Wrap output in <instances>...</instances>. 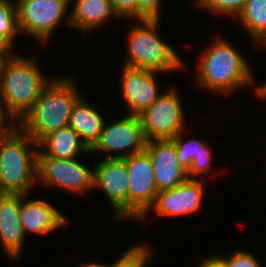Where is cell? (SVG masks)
I'll list each match as a JSON object with an SVG mask.
<instances>
[{
	"instance_id": "1",
	"label": "cell",
	"mask_w": 266,
	"mask_h": 267,
	"mask_svg": "<svg viewBox=\"0 0 266 267\" xmlns=\"http://www.w3.org/2000/svg\"><path fill=\"white\" fill-rule=\"evenodd\" d=\"M71 78H53L32 109L16 125L38 143L52 131L69 126L75 103L81 98Z\"/></svg>"
},
{
	"instance_id": "2",
	"label": "cell",
	"mask_w": 266,
	"mask_h": 267,
	"mask_svg": "<svg viewBox=\"0 0 266 267\" xmlns=\"http://www.w3.org/2000/svg\"><path fill=\"white\" fill-rule=\"evenodd\" d=\"M38 67L33 58L15 54L0 78V107L13 122L24 118L51 81Z\"/></svg>"
},
{
	"instance_id": "3",
	"label": "cell",
	"mask_w": 266,
	"mask_h": 267,
	"mask_svg": "<svg viewBox=\"0 0 266 267\" xmlns=\"http://www.w3.org/2000/svg\"><path fill=\"white\" fill-rule=\"evenodd\" d=\"M197 66V86L202 85L209 91L228 94L236 89L253 85L254 75L236 48L222 39L213 40Z\"/></svg>"
},
{
	"instance_id": "4",
	"label": "cell",
	"mask_w": 266,
	"mask_h": 267,
	"mask_svg": "<svg viewBox=\"0 0 266 267\" xmlns=\"http://www.w3.org/2000/svg\"><path fill=\"white\" fill-rule=\"evenodd\" d=\"M15 124L0 136V190L27 195L37 179L38 143Z\"/></svg>"
},
{
	"instance_id": "5",
	"label": "cell",
	"mask_w": 266,
	"mask_h": 267,
	"mask_svg": "<svg viewBox=\"0 0 266 267\" xmlns=\"http://www.w3.org/2000/svg\"><path fill=\"white\" fill-rule=\"evenodd\" d=\"M128 33V60L125 66L154 72L183 68L178 52L157 34L159 20L140 19Z\"/></svg>"
},
{
	"instance_id": "6",
	"label": "cell",
	"mask_w": 266,
	"mask_h": 267,
	"mask_svg": "<svg viewBox=\"0 0 266 267\" xmlns=\"http://www.w3.org/2000/svg\"><path fill=\"white\" fill-rule=\"evenodd\" d=\"M184 112L178 93L166 90L138 116L147 141L173 139L184 132Z\"/></svg>"
},
{
	"instance_id": "7",
	"label": "cell",
	"mask_w": 266,
	"mask_h": 267,
	"mask_svg": "<svg viewBox=\"0 0 266 267\" xmlns=\"http://www.w3.org/2000/svg\"><path fill=\"white\" fill-rule=\"evenodd\" d=\"M71 0H16L20 33H27L46 44L64 19ZM69 5V7H68Z\"/></svg>"
},
{
	"instance_id": "8",
	"label": "cell",
	"mask_w": 266,
	"mask_h": 267,
	"mask_svg": "<svg viewBox=\"0 0 266 267\" xmlns=\"http://www.w3.org/2000/svg\"><path fill=\"white\" fill-rule=\"evenodd\" d=\"M123 159L129 176V218L144 220L158 193L152 160L146 151Z\"/></svg>"
},
{
	"instance_id": "9",
	"label": "cell",
	"mask_w": 266,
	"mask_h": 267,
	"mask_svg": "<svg viewBox=\"0 0 266 267\" xmlns=\"http://www.w3.org/2000/svg\"><path fill=\"white\" fill-rule=\"evenodd\" d=\"M94 170L74 159L42 156L37 151V179L44 185L59 187L66 191L87 192L94 188Z\"/></svg>"
},
{
	"instance_id": "10",
	"label": "cell",
	"mask_w": 266,
	"mask_h": 267,
	"mask_svg": "<svg viewBox=\"0 0 266 267\" xmlns=\"http://www.w3.org/2000/svg\"><path fill=\"white\" fill-rule=\"evenodd\" d=\"M147 140L138 115L129 114L110 126L104 124L99 139L90 148V153H110L105 158H126L145 151ZM126 150H129L127 153ZM116 154H111L112 153ZM122 152V153H118ZM110 155V156H109Z\"/></svg>"
},
{
	"instance_id": "11",
	"label": "cell",
	"mask_w": 266,
	"mask_h": 267,
	"mask_svg": "<svg viewBox=\"0 0 266 267\" xmlns=\"http://www.w3.org/2000/svg\"><path fill=\"white\" fill-rule=\"evenodd\" d=\"M94 164V188H101L115 209L119 222L129 218V176L123 158H102Z\"/></svg>"
},
{
	"instance_id": "12",
	"label": "cell",
	"mask_w": 266,
	"mask_h": 267,
	"mask_svg": "<svg viewBox=\"0 0 266 267\" xmlns=\"http://www.w3.org/2000/svg\"><path fill=\"white\" fill-rule=\"evenodd\" d=\"M204 179H187L169 190L159 191L154 202V211L162 216H182L201 209L204 199Z\"/></svg>"
},
{
	"instance_id": "13",
	"label": "cell",
	"mask_w": 266,
	"mask_h": 267,
	"mask_svg": "<svg viewBox=\"0 0 266 267\" xmlns=\"http://www.w3.org/2000/svg\"><path fill=\"white\" fill-rule=\"evenodd\" d=\"M145 151L150 155L158 192L174 188L188 179L181 166L172 139L147 141Z\"/></svg>"
},
{
	"instance_id": "14",
	"label": "cell",
	"mask_w": 266,
	"mask_h": 267,
	"mask_svg": "<svg viewBox=\"0 0 266 267\" xmlns=\"http://www.w3.org/2000/svg\"><path fill=\"white\" fill-rule=\"evenodd\" d=\"M121 90L126 104L130 108L129 114L139 115L150 107L163 94L157 86L158 72L136 69L124 66Z\"/></svg>"
},
{
	"instance_id": "15",
	"label": "cell",
	"mask_w": 266,
	"mask_h": 267,
	"mask_svg": "<svg viewBox=\"0 0 266 267\" xmlns=\"http://www.w3.org/2000/svg\"><path fill=\"white\" fill-rule=\"evenodd\" d=\"M25 237L20 218V194H6L0 202V242L8 257L19 259Z\"/></svg>"
},
{
	"instance_id": "16",
	"label": "cell",
	"mask_w": 266,
	"mask_h": 267,
	"mask_svg": "<svg viewBox=\"0 0 266 267\" xmlns=\"http://www.w3.org/2000/svg\"><path fill=\"white\" fill-rule=\"evenodd\" d=\"M26 196L20 194V218L25 234L33 232L44 235L67 225L68 219L53 205L42 199L24 201Z\"/></svg>"
},
{
	"instance_id": "17",
	"label": "cell",
	"mask_w": 266,
	"mask_h": 267,
	"mask_svg": "<svg viewBox=\"0 0 266 267\" xmlns=\"http://www.w3.org/2000/svg\"><path fill=\"white\" fill-rule=\"evenodd\" d=\"M38 152L42 156L74 159L80 153H90V148L69 125L44 136L38 142Z\"/></svg>"
},
{
	"instance_id": "18",
	"label": "cell",
	"mask_w": 266,
	"mask_h": 267,
	"mask_svg": "<svg viewBox=\"0 0 266 267\" xmlns=\"http://www.w3.org/2000/svg\"><path fill=\"white\" fill-rule=\"evenodd\" d=\"M180 132L172 140L176 147V154L179 163L187 170L189 179H195L194 176H201L204 174L207 177L210 175L211 170V148L207 143L196 140L194 138L184 142L183 136Z\"/></svg>"
},
{
	"instance_id": "19",
	"label": "cell",
	"mask_w": 266,
	"mask_h": 267,
	"mask_svg": "<svg viewBox=\"0 0 266 267\" xmlns=\"http://www.w3.org/2000/svg\"><path fill=\"white\" fill-rule=\"evenodd\" d=\"M111 16H119L111 0H76L72 12L67 17V23L85 33L98 28Z\"/></svg>"
},
{
	"instance_id": "20",
	"label": "cell",
	"mask_w": 266,
	"mask_h": 267,
	"mask_svg": "<svg viewBox=\"0 0 266 267\" xmlns=\"http://www.w3.org/2000/svg\"><path fill=\"white\" fill-rule=\"evenodd\" d=\"M80 98L74 105L69 125L91 148L99 139L104 127L103 116L91 104Z\"/></svg>"
},
{
	"instance_id": "21",
	"label": "cell",
	"mask_w": 266,
	"mask_h": 267,
	"mask_svg": "<svg viewBox=\"0 0 266 267\" xmlns=\"http://www.w3.org/2000/svg\"><path fill=\"white\" fill-rule=\"evenodd\" d=\"M236 17L246 28L250 39L260 42L266 36V0H246Z\"/></svg>"
},
{
	"instance_id": "22",
	"label": "cell",
	"mask_w": 266,
	"mask_h": 267,
	"mask_svg": "<svg viewBox=\"0 0 266 267\" xmlns=\"http://www.w3.org/2000/svg\"><path fill=\"white\" fill-rule=\"evenodd\" d=\"M20 33L16 3L10 0H0V35L12 46L16 34Z\"/></svg>"
},
{
	"instance_id": "23",
	"label": "cell",
	"mask_w": 266,
	"mask_h": 267,
	"mask_svg": "<svg viewBox=\"0 0 266 267\" xmlns=\"http://www.w3.org/2000/svg\"><path fill=\"white\" fill-rule=\"evenodd\" d=\"M149 248L145 244H136L128 248L115 263L106 267H149L154 255Z\"/></svg>"
},
{
	"instance_id": "24",
	"label": "cell",
	"mask_w": 266,
	"mask_h": 267,
	"mask_svg": "<svg viewBox=\"0 0 266 267\" xmlns=\"http://www.w3.org/2000/svg\"><path fill=\"white\" fill-rule=\"evenodd\" d=\"M245 3L246 0H197L195 4L217 14H227L236 17L243 9Z\"/></svg>"
},
{
	"instance_id": "25",
	"label": "cell",
	"mask_w": 266,
	"mask_h": 267,
	"mask_svg": "<svg viewBox=\"0 0 266 267\" xmlns=\"http://www.w3.org/2000/svg\"><path fill=\"white\" fill-rule=\"evenodd\" d=\"M228 267H262L252 253L245 250L233 251L230 257L219 255Z\"/></svg>"
},
{
	"instance_id": "26",
	"label": "cell",
	"mask_w": 266,
	"mask_h": 267,
	"mask_svg": "<svg viewBox=\"0 0 266 267\" xmlns=\"http://www.w3.org/2000/svg\"><path fill=\"white\" fill-rule=\"evenodd\" d=\"M161 0H137V19L160 20Z\"/></svg>"
},
{
	"instance_id": "27",
	"label": "cell",
	"mask_w": 266,
	"mask_h": 267,
	"mask_svg": "<svg viewBox=\"0 0 266 267\" xmlns=\"http://www.w3.org/2000/svg\"><path fill=\"white\" fill-rule=\"evenodd\" d=\"M115 12L120 17L137 20V0H111Z\"/></svg>"
},
{
	"instance_id": "28",
	"label": "cell",
	"mask_w": 266,
	"mask_h": 267,
	"mask_svg": "<svg viewBox=\"0 0 266 267\" xmlns=\"http://www.w3.org/2000/svg\"><path fill=\"white\" fill-rule=\"evenodd\" d=\"M200 267H228L225 261L218 255L203 258Z\"/></svg>"
},
{
	"instance_id": "29",
	"label": "cell",
	"mask_w": 266,
	"mask_h": 267,
	"mask_svg": "<svg viewBox=\"0 0 266 267\" xmlns=\"http://www.w3.org/2000/svg\"><path fill=\"white\" fill-rule=\"evenodd\" d=\"M11 50H0V78L6 70L9 61L13 58L15 53H11Z\"/></svg>"
},
{
	"instance_id": "30",
	"label": "cell",
	"mask_w": 266,
	"mask_h": 267,
	"mask_svg": "<svg viewBox=\"0 0 266 267\" xmlns=\"http://www.w3.org/2000/svg\"><path fill=\"white\" fill-rule=\"evenodd\" d=\"M6 120V116L3 114V111L0 107V136H2L13 125L8 124Z\"/></svg>"
},
{
	"instance_id": "31",
	"label": "cell",
	"mask_w": 266,
	"mask_h": 267,
	"mask_svg": "<svg viewBox=\"0 0 266 267\" xmlns=\"http://www.w3.org/2000/svg\"><path fill=\"white\" fill-rule=\"evenodd\" d=\"M13 46L3 37L0 35V50H11Z\"/></svg>"
},
{
	"instance_id": "32",
	"label": "cell",
	"mask_w": 266,
	"mask_h": 267,
	"mask_svg": "<svg viewBox=\"0 0 266 267\" xmlns=\"http://www.w3.org/2000/svg\"><path fill=\"white\" fill-rule=\"evenodd\" d=\"M79 267H106V265L96 264V263H82Z\"/></svg>"
},
{
	"instance_id": "33",
	"label": "cell",
	"mask_w": 266,
	"mask_h": 267,
	"mask_svg": "<svg viewBox=\"0 0 266 267\" xmlns=\"http://www.w3.org/2000/svg\"><path fill=\"white\" fill-rule=\"evenodd\" d=\"M5 195H6V193H4V192H2V191L0 190V202H1L2 198H3Z\"/></svg>"
},
{
	"instance_id": "34",
	"label": "cell",
	"mask_w": 266,
	"mask_h": 267,
	"mask_svg": "<svg viewBox=\"0 0 266 267\" xmlns=\"http://www.w3.org/2000/svg\"><path fill=\"white\" fill-rule=\"evenodd\" d=\"M264 42V43H263ZM266 44V36L260 41V43L259 44Z\"/></svg>"
}]
</instances>
